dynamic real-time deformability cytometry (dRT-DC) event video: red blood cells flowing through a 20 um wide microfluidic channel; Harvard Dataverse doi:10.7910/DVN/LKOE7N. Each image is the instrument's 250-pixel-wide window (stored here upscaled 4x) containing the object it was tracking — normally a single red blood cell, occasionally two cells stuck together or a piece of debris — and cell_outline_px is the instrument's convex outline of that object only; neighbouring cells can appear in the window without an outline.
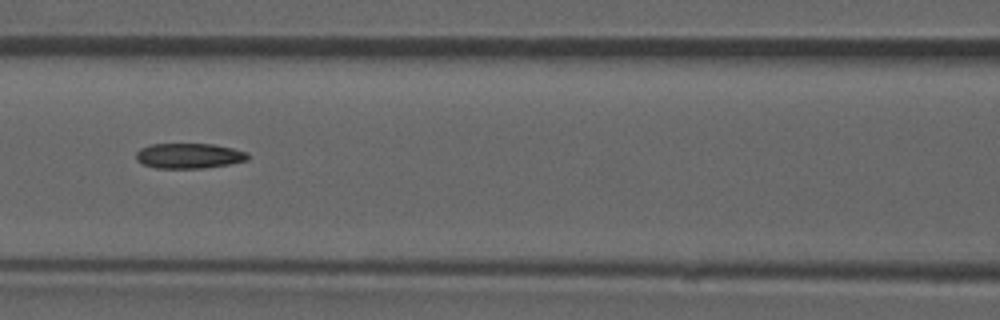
{"species": "common noctule bat (a hibernating species)", "species_latin": "Nyctalus noctula", "temperature_condition": "room temperature", "stored_images_in_passage": 52, "camera_frame_rate_fps": 3000, "um_per_image_px": 0.085, "animal": {"sex": "male", "forearm_length_mm": 52.5}, "frame": {"image": 1, "passage_image": 23, "time_ms": 7.333, "image_size_px": [1000, 320], "cell_outline_px": [[248, 160], [228, 164], [204, 168], [156, 168], [144, 164], [136, 160], [136, 152], [140, 148], [148, 144], [212, 144], [232, 148], [248, 152]], "centroid_in_image_um": [16.04, 13.24], "position_along_channel_um": 150.6, "area_um2": 16.42}}